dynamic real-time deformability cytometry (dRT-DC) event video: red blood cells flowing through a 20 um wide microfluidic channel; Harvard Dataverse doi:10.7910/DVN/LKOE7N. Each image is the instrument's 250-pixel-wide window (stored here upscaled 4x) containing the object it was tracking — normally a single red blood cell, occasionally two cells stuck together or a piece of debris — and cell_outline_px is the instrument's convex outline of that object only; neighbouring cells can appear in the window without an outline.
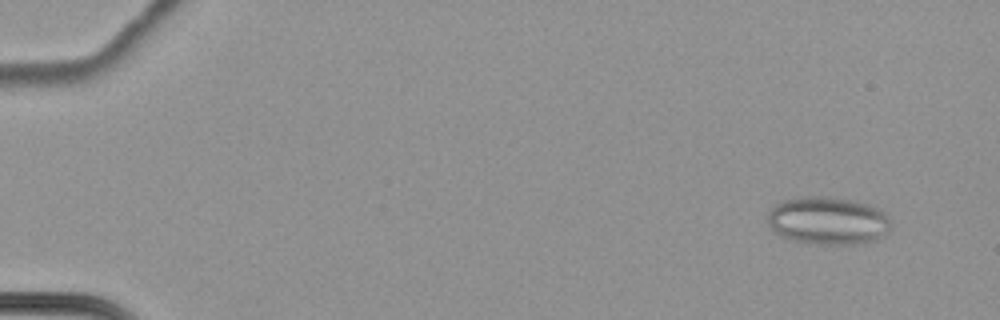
{"species": "common noctule bat (a hibernating species)", "species_latin": "Nyctalus noctula", "temperature_condition": "cold", "stored_images_in_passage": 67, "camera_frame_rate_fps": 3000, "um_per_image_px": 0.085, "animal": {"sex": "female", "body_mass_g": 22.7, "forearm_length_mm": 54.2}, "frame": {"image": 1, "passage_image": 7, "time_ms": 2.0, "image_size_px": [1000, 320], "cell_outline_px": [[892, 224], [888, 232], [884, 236], [876, 240], [852, 244], [812, 244], [792, 240], [780, 236], [768, 224], [768, 212], [776, 204], [792, 196], [828, 196], [852, 200], [868, 204], [880, 208], [892, 220]], "centroid_in_image_um": [70.4, 18.74], "position_along_channel_um": 14.6, "area_um2": 34.91}}
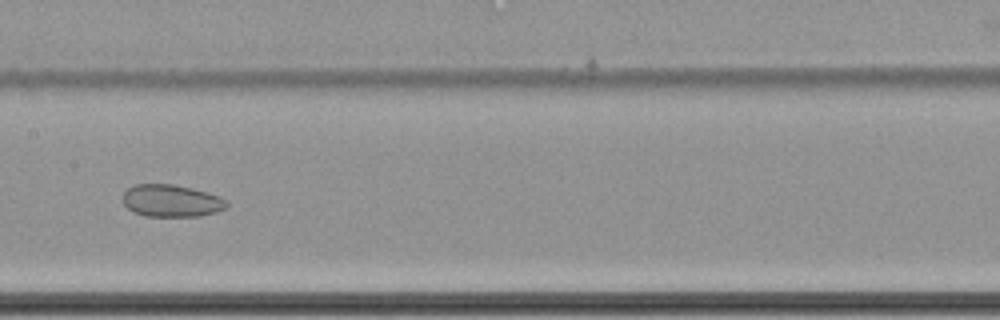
{"frame": {"image": 2, "passage_image": 38, "time_ms": 12.333, "image_size_px": [1000, 320], "cell_outline_px": [[228, 208], [216, 212], [200, 216], [144, 216], [132, 212], [124, 204], [124, 192], [128, 188], [136, 184], [176, 184], [208, 192], [220, 196], [228, 200]], "centroid_in_image_um": [14.61, 17.06], "position_along_channel_um": 192.8, "area_um2": 19.77}}
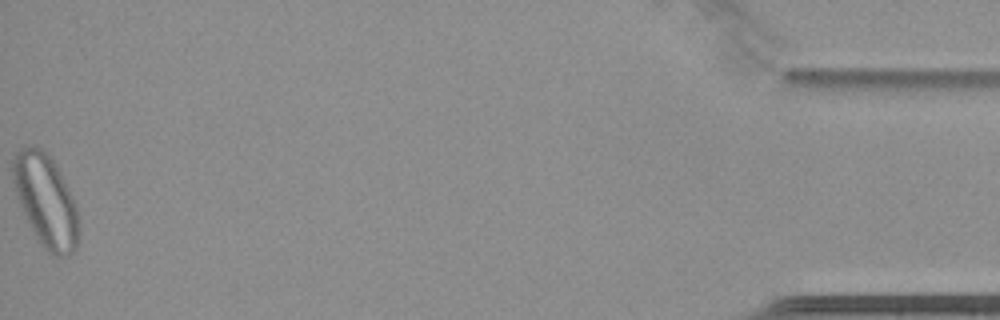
{"frame": {"image": 3, "passage_image": 67, "time_ms": 22.0, "image_size_px": [1000, 320], "cell_outline_px": [[80, 232], [76, 248], [68, 256], [52, 256], [40, 244], [16, 196], [12, 180], [12, 156], [20, 148], [32, 144], [36, 144], [48, 152], [56, 164], [72, 196], [76, 208]], "centroid_in_image_um": [3.88, 17.01], "position_along_channel_um": 431.3, "area_um2": 35.78}, "authors_computed_cell_mechanics": {"area_um2": 28.9578, "velocity_mm_per_s": 3.43, "shape_relaxation_time_tau1_ms": null, "shape_relaxation_time_tau2_ms": 7.8371, "deformation_change_tau1": null, "deformation_change_tau2": 0.1116}}